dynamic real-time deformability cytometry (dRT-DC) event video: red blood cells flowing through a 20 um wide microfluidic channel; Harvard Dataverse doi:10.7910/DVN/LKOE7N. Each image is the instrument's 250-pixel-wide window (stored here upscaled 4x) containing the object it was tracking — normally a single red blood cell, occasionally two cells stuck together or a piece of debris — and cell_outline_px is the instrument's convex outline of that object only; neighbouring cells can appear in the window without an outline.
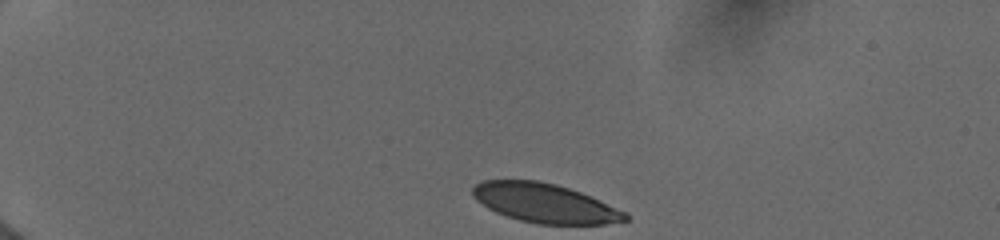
{"species": "human", "species_latin": "Homo sapiens", "temperature_condition": "cold", "stored_images_in_passage": 9, "camera_frame_rate_fps": 3000, "um_per_image_px": 0.085, "donor": {"sex": "female"}, "frame": {"image": 1, "passage_image": 1, "time_ms": 0.0, "image_size_px": [1000, 240], "cell_outline_px": [[632, 220], [604, 224], [536, 224], [520, 220], [496, 212], [488, 208], [476, 200], [472, 196], [472, 188], [476, 184], [484, 180], [540, 180], [556, 184], [580, 192], [628, 212]], "centroid_in_image_um": [46.34, 17.27], "position_along_channel_um": 38.7, "area_um2": 34.97}}
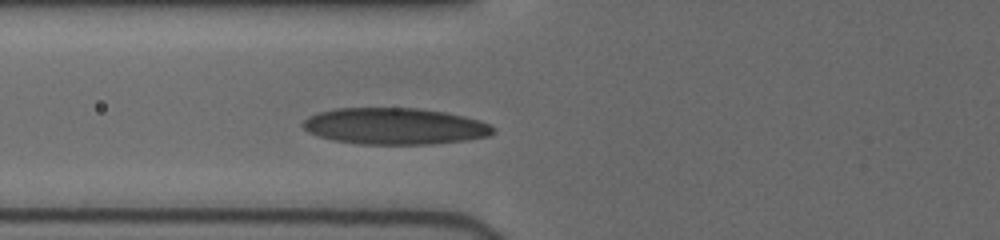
{"frame": {"image": 2, "passage_image": 6, "time_ms": 3.333, "image_size_px": [1000, 240], "cell_outline_px": [[496, 132], [488, 136], [468, 140], [432, 144], [356, 144], [332, 140], [308, 132], [300, 124], [308, 116], [320, 112], [336, 108], [416, 108], [444, 112], [464, 116], [480, 120], [496, 128]], "centroid_in_image_um": [33.56, 10.73], "position_along_channel_um": 92.2, "area_um2": 40.63}}
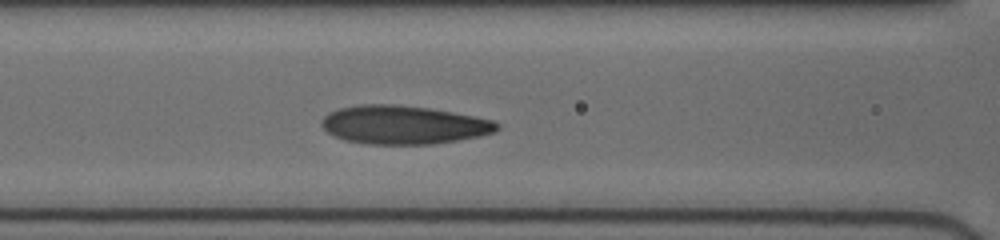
{"frame": {"image": 3, "passage_image": 9, "time_ms": 4.333, "image_size_px": [1000, 240], "cell_outline_px": [[500, 128], [496, 132], [480, 136], [432, 144], [364, 144], [344, 140], [328, 132], [320, 124], [320, 120], [328, 112], [340, 108], [360, 104], [396, 104], [428, 108], [452, 112], [492, 120], [500, 124]], "centroid_in_image_um": [34.28, 10.61], "position_along_channel_um": 132.3, "area_um2": 39.42}}